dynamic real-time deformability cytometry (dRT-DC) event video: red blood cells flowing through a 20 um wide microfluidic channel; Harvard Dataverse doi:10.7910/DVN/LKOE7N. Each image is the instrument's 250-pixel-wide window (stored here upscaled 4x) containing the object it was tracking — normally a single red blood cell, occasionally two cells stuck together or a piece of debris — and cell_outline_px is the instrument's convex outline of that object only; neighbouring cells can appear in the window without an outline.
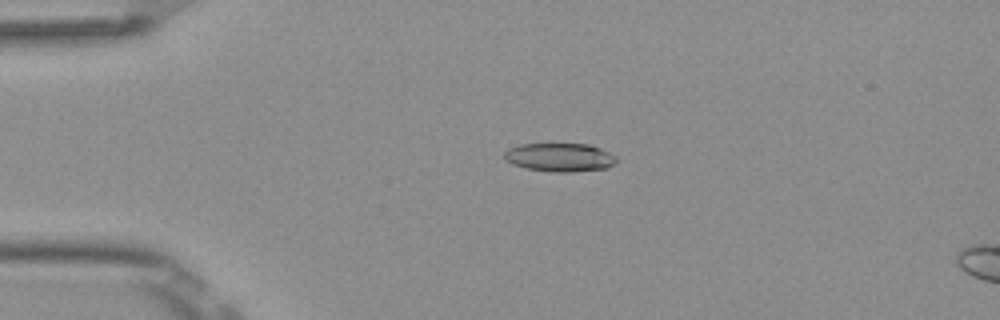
{"species": "Egyptian fruit bat (a non-hibernating species)", "species_latin": "Rousettus aegyptiacus", "temperature_condition": "room temperature", "stored_images_in_passage": 6, "camera_frame_rate_fps": 3000, "um_per_image_px": 0.085, "frame": {"image": 1, "passage_image": 4, "time_ms": 1.0, "image_size_px": [1000, 320], "cell_outline_px": [[616, 164], [608, 168], [572, 172], [552, 172], [524, 168], [512, 164], [504, 160], [504, 152], [508, 148], [520, 144], [588, 144], [600, 148], [616, 156]], "centroid_in_image_um": [47.56, 13.38], "position_along_channel_um": 37.4, "area_um2": 18.84}}